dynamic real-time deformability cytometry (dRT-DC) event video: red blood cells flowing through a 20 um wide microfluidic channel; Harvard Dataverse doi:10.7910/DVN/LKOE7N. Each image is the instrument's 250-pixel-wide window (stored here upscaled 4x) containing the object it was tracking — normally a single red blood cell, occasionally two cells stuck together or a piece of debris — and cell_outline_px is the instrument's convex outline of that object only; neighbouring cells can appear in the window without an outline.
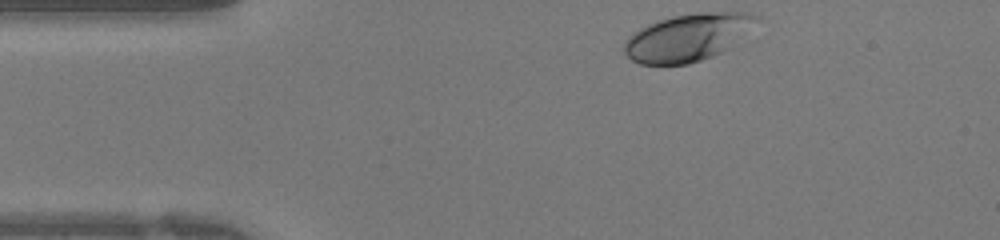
{"species": "human", "species_latin": "Homo sapiens", "temperature_condition": "warm", "stored_images_in_passage": 29, "camera_frame_rate_fps": 3000, "um_per_image_px": 0.085, "donor": {"sex": "female"}, "frame": {"image": 1, "passage_image": 1, "time_ms": 0.0, "image_size_px": [1000, 240], "cell_outline_px": [[760, 16], [728, 48], [712, 56], [688, 64], [640, 64], [632, 60], [624, 52], [624, 40], [628, 36], [640, 28], [656, 20], [672, 16], [700, 12], [748, 12]], "centroid_in_image_um": [58.37, 3.17], "position_along_channel_um": 26.6, "area_um2": 35.89}}
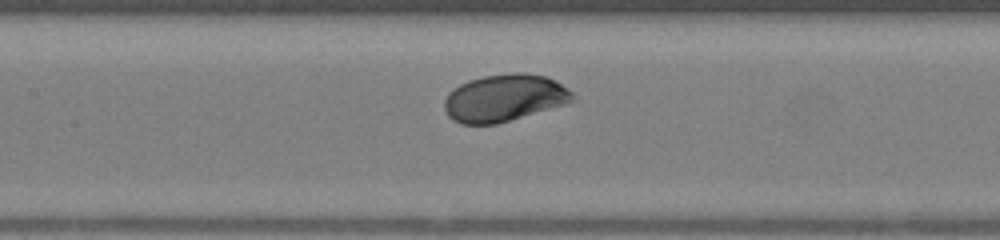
{"frame": {"image": 2, "passage_image": 13, "time_ms": 4.0, "image_size_px": [1000, 240], "cell_outline_px": [[580, 100], [568, 104], [496, 124], [460, 124], [452, 120], [448, 116], [444, 108], [444, 100], [448, 92], [460, 84], [468, 80], [484, 76], [512, 72], [524, 72], [544, 76], [556, 80], [568, 88]], "centroid_in_image_um": [42.91, 8.32], "position_along_channel_um": 164.5, "area_um2": 35.84}}
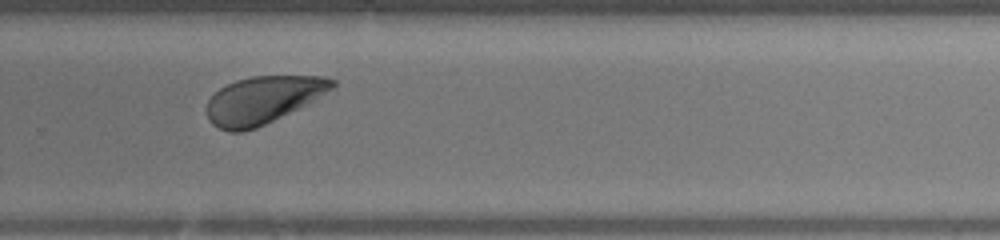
{"frame": {"image": 3, "passage_image": 22, "time_ms": 7.0, "image_size_px": [1000, 240], "cell_outline_px": [[336, 88], [308, 104], [300, 108], [256, 128], [244, 132], [228, 132], [212, 124], [208, 120], [208, 100], [220, 88], [236, 80], [252, 76], [324, 76], [336, 80]], "centroid_in_image_um": [22.4, 8.49], "position_along_channel_um": 307.4, "area_um2": 34.74}}